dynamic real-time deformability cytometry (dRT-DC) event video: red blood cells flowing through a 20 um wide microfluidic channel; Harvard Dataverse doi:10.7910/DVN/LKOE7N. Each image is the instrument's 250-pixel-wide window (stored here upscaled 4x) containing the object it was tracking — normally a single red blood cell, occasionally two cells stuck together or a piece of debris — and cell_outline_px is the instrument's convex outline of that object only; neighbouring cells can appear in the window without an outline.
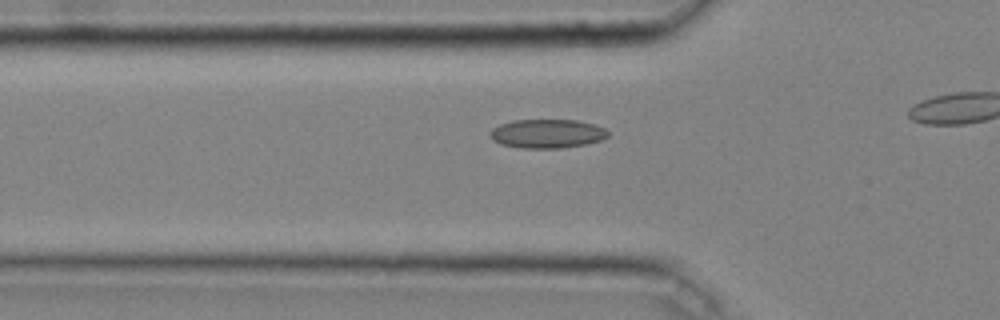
{"species": "common noctule bat (a hibernating species)", "species_latin": "Nyctalus noctula", "temperature_condition": "cold", "stored_images_in_passage": 7, "camera_frame_rate_fps": 3000, "um_per_image_px": 0.085, "animal": {"sex": "male", "body_mass_g": 20.4}, "frame": {"image": 1, "passage_image": 2, "time_ms": 0.333, "image_size_px": [1000, 320], "cell_outline_px": [[608, 136], [600, 140], [584, 144], [560, 148], [520, 148], [500, 144], [492, 140], [488, 136], [488, 132], [492, 128], [500, 124], [512, 120], [576, 120], [592, 124], [604, 128], [608, 132]], "centroid_in_image_um": [46.43, 11.36], "position_along_channel_um": 79.4, "area_um2": 19.88}}
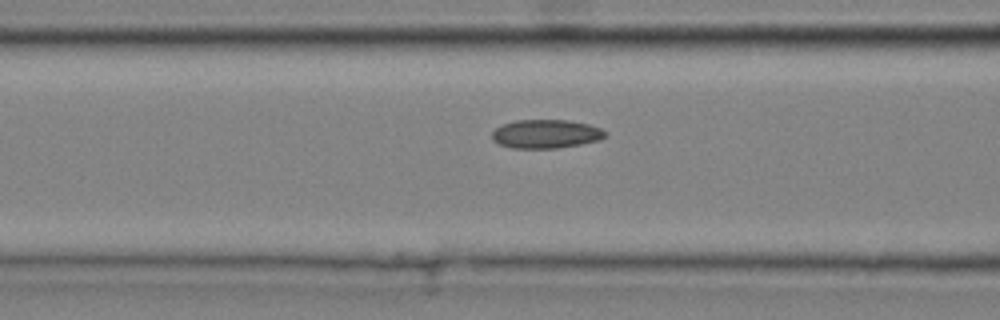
{"frame": {"image": 2, "passage_image": 5, "time_ms": 1.333, "image_size_px": [1000, 320], "cell_outline_px": [[608, 136], [600, 140], [580, 144], [556, 148], [512, 148], [500, 144], [492, 140], [492, 132], [496, 128], [504, 124], [516, 120], [568, 120], [588, 124], [600, 128], [608, 132]], "centroid_in_image_um": [46.43, 11.38], "position_along_channel_um": 120.2, "area_um2": 18.96}}